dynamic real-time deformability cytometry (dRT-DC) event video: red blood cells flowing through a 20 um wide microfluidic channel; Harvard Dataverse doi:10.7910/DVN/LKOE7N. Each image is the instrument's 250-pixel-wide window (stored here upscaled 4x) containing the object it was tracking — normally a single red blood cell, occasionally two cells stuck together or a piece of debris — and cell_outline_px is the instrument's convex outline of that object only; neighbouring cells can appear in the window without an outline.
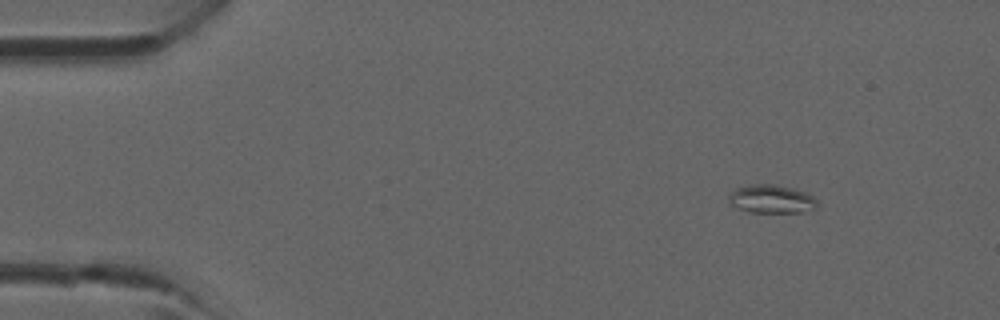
{"species": "common noctule bat (a hibernating species)", "species_latin": "Nyctalus noctula", "temperature_condition": "room temperature", "stored_images_in_passage": 3, "camera_frame_rate_fps": 3000, "um_per_image_px": 0.085, "animal": {"sex": "male", "forearm_length_mm": 52.5}, "frame": {"image": 1, "passage_image": 1, "time_ms": 0.0, "image_size_px": [1000, 320], "cell_outline_px": [[820, 204], [816, 208], [808, 212], [748, 212], [732, 204], [728, 200], [728, 196], [736, 188], [756, 184], [776, 184], [796, 188], [812, 196]], "centroid_in_image_um": [65.64, 16.92], "position_along_channel_um": 19.4, "area_um2": 14.68}}